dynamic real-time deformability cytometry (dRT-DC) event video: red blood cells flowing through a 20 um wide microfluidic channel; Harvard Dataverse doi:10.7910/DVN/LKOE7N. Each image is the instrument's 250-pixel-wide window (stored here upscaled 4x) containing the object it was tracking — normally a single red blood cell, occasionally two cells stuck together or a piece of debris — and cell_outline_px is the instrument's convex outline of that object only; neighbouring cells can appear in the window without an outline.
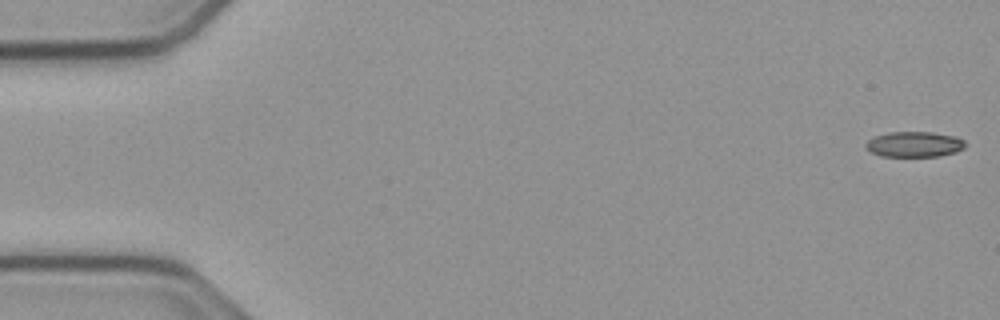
{"species": "common noctule bat (a hibernating species)", "species_latin": "Nyctalus noctula", "temperature_condition": "cold", "stored_images_in_passage": 15, "camera_frame_rate_fps": 3000, "um_per_image_px": 0.085, "animal": {"sex": "male", "body_mass_g": 23.1, "forearm_length_mm": 52.7}, "frame": {"image": 1, "passage_image": 1, "time_ms": 0.0, "image_size_px": [1000, 320], "cell_outline_px": [[968, 144], [964, 148], [956, 152], [940, 156], [880, 156], [864, 148], [864, 144], [868, 140], [876, 136], [888, 132], [932, 132], [956, 136], [964, 140]], "centroid_in_image_um": [77.74, 12.26], "position_along_channel_um": 7.3, "area_um2": 14.91}}
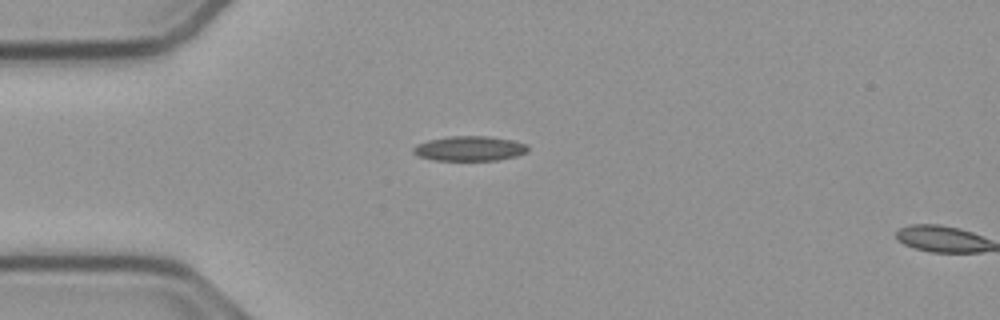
{"frame": {"image": 2, "passage_image": 14, "time_ms": 4.333, "image_size_px": [1000, 320], "cell_outline_px": [[528, 152], [516, 156], [496, 160], [432, 160], [416, 156], [412, 152], [412, 148], [416, 144], [428, 140], [448, 136], [488, 136], [512, 140], [528, 144]], "centroid_in_image_um": [39.88, 12.62], "position_along_channel_um": 45.1, "area_um2": 16.76}}